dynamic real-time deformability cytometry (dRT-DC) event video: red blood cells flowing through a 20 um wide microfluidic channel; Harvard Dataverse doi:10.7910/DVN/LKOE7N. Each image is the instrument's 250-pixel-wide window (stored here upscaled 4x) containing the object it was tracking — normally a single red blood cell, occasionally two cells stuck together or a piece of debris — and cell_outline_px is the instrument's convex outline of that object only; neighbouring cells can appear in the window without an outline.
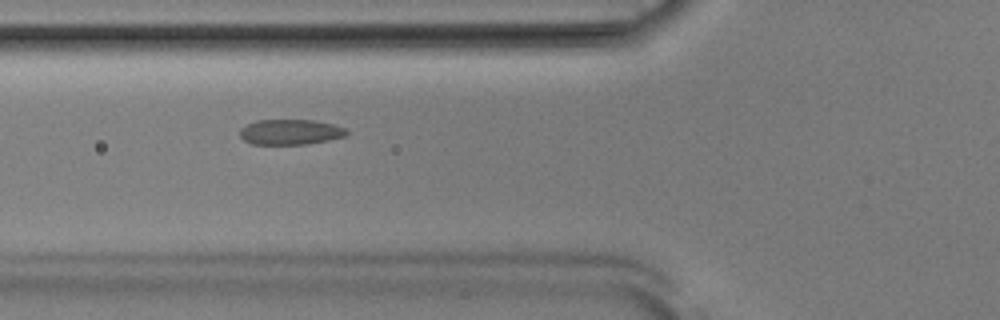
{"species": "Egyptian fruit bat (a non-hibernating species)", "species_latin": "Rousettus aegyptiacus", "temperature_condition": "room temperature", "stored_images_in_passage": 38, "camera_frame_rate_fps": 3000, "um_per_image_px": 0.085, "animal": {"sex": "male"}, "frame": {"image": 1, "passage_image": 5, "time_ms": 1.333, "image_size_px": [1000, 320], "cell_outline_px": [[348, 136], [308, 144], [252, 144], [244, 140], [240, 136], [240, 128], [256, 120], [312, 120], [332, 124], [344, 128], [348, 132]], "centroid_in_image_um": [24.68, 11.22], "position_along_channel_um": 101.1, "area_um2": 15.72}}
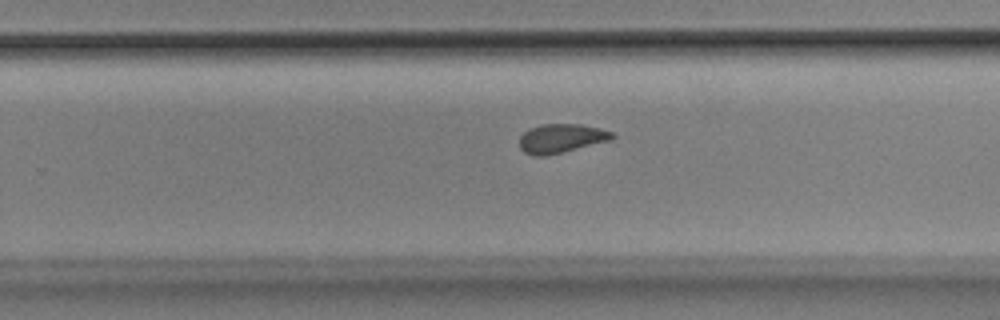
{"frame": {"image": 2, "passage_image": 19, "time_ms": 6.0, "image_size_px": [1000, 320], "cell_outline_px": [[616, 136], [612, 140], [544, 156], [536, 156], [524, 152], [520, 148], [520, 136], [528, 128], [540, 124], [580, 124], [600, 128], [612, 132]], "centroid_in_image_um": [47.7, 11.75], "position_along_channel_um": 282.1, "area_um2": 15.66}}
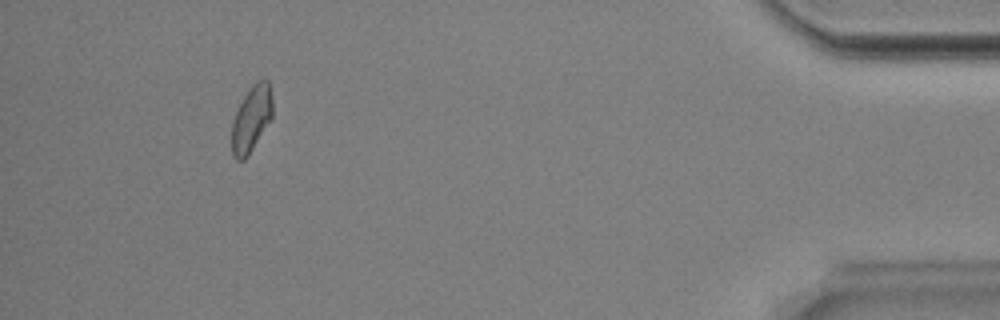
{"frame": {"image": 3, "passage_image": 34, "time_ms": 11.0, "image_size_px": [1000, 320], "cell_outline_px": [[272, 116], [248, 156], [244, 160], [236, 160], [232, 156], [232, 120], [244, 96], [252, 84], [256, 80], [268, 80], [272, 100]], "centroid_in_image_um": [21.35, 10.11], "position_along_channel_um": 413.8, "area_um2": 15.49}, "authors_computed_cell_mechanics": {"area_um2": 15.7505, "velocity_mm_per_s": 3.8838, "shape_relaxation_time_tau1_ms": 4.3176, "shape_relaxation_time_tau2_ms": 0.6774, "deformation_change_tau1": 0.116, "deformation_change_tau2": 0.0446}}